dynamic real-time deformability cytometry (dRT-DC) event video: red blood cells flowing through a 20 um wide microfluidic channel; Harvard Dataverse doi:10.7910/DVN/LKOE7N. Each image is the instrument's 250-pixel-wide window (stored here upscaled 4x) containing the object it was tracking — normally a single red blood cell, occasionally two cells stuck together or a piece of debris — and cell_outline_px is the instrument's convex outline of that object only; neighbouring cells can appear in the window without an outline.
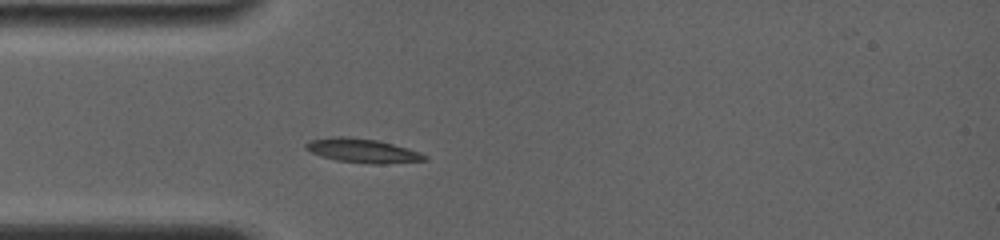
{"species": "common noctule bat (a hibernating species)", "species_latin": "Nyctalus noctula", "temperature_condition": "room temperature", "stored_images_in_passage": 25, "camera_frame_rate_fps": 4000, "um_per_image_px": 0.085, "animal": {"sex": "female", "body_mass_g": 19.0, "forearm_length_mm": 56.7}, "frame": {"image": 1, "passage_image": 1, "time_ms": 0.0, "image_size_px": [1000, 240], "cell_outline_px": [[428, 160], [384, 164], [376, 164], [336, 160], [320, 156], [304, 148], [304, 144], [308, 140], [332, 136], [348, 136], [376, 140], [392, 144], [420, 152], [428, 156]], "centroid_in_image_um": [30.78, 12.8], "position_along_channel_um": 54.2, "area_um2": 16.7}}
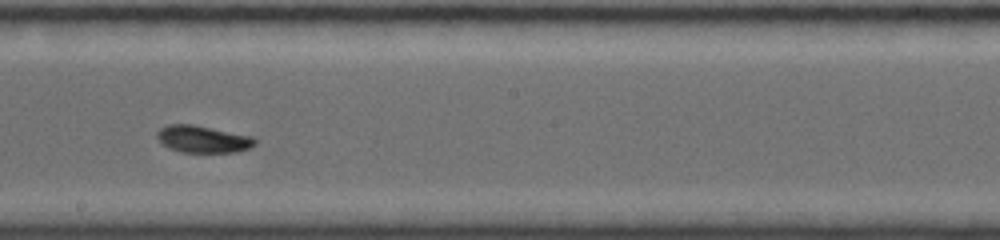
{"frame": {"image": 2, "passage_image": 11, "time_ms": 4.75, "image_size_px": [1000, 240], "cell_outline_px": [[256, 144], [248, 148], [236, 152], [180, 152], [164, 144], [156, 136], [156, 132], [160, 128], [168, 124], [192, 124], [252, 136], [256, 140]], "centroid_in_image_um": [17.25, 11.82], "position_along_channel_um": 231.0, "area_um2": 15.26}}
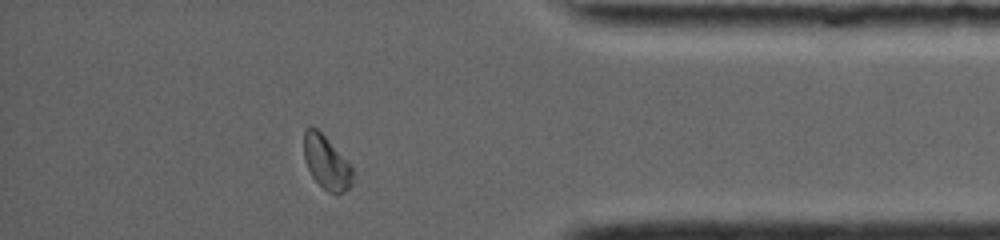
{"frame": {"image": 3, "passage_image": 22, "time_ms": 9.75, "image_size_px": [1000, 240], "cell_outline_px": [[352, 184], [344, 192], [336, 196], [328, 192], [312, 176], [304, 160], [304, 128], [316, 128], [328, 140], [352, 168]], "centroid_in_image_um": [27.73, 13.85], "position_along_channel_um": 407.5, "area_um2": 14.85}}